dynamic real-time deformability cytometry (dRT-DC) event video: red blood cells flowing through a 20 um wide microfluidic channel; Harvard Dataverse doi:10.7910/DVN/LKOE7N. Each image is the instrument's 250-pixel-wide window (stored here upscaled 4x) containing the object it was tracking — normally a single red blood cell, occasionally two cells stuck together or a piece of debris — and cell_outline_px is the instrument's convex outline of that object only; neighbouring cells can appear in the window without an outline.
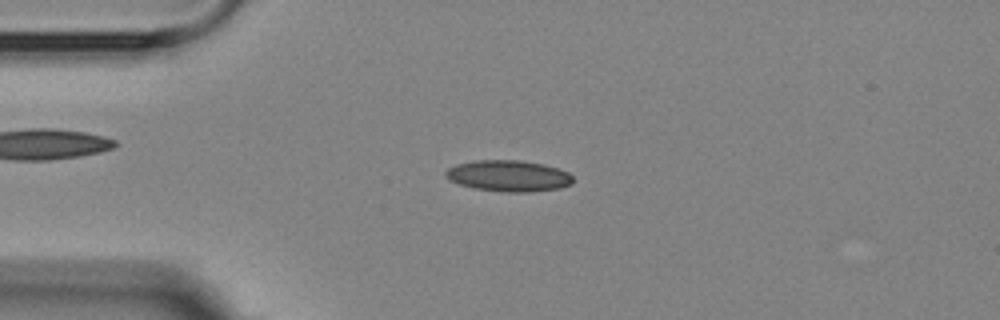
{"species": "Egyptian fruit bat (a non-hibernating species)", "species_latin": "Rousettus aegyptiacus", "temperature_condition": "room temperature", "stored_images_in_passage": 2, "camera_frame_rate_fps": 3000, "um_per_image_px": 0.085, "animal": {"sex": "female"}, "frame": {"image": 1, "passage_image": 1, "time_ms": 0.0, "image_size_px": [1000, 320], "cell_outline_px": [[572, 184], [560, 188], [532, 192], [508, 192], [476, 188], [460, 184], [448, 180], [444, 176], [444, 172], [448, 168], [456, 164], [472, 160], [520, 160], [544, 164], [568, 172], [572, 176]], "centroid_in_image_um": [43.21, 14.94], "position_along_channel_um": 41.8, "area_um2": 23.24}}